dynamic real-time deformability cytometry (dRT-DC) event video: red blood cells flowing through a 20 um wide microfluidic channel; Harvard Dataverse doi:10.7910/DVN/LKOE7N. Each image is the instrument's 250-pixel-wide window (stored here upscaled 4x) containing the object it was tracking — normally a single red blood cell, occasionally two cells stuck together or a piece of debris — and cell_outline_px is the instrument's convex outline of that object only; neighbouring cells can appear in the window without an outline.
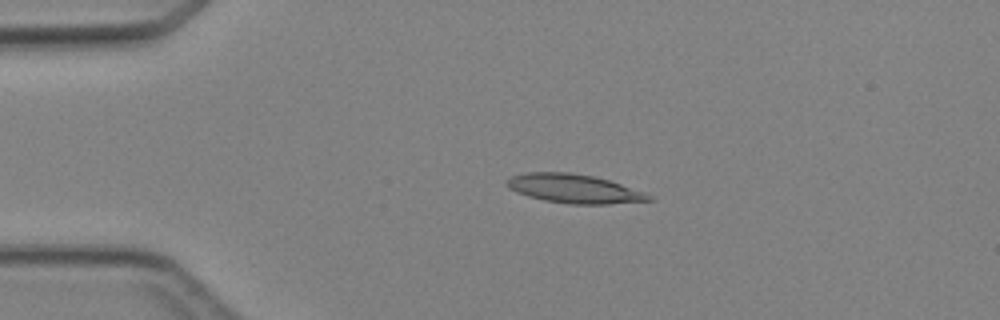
{"species": "Egyptian fruit bat (a non-hibernating species)", "species_latin": "Rousettus aegyptiacus", "temperature_condition": "cold", "stored_images_in_passage": 3, "camera_frame_rate_fps": 3000, "um_per_image_px": 0.085, "animal": {"sex": "female"}, "frame": {"image": 1, "passage_image": 3, "time_ms": 2.333, "image_size_px": [1000, 320], "cell_outline_px": [[656, 200], [608, 204], [568, 204], [544, 200], [528, 196], [516, 192], [508, 188], [504, 184], [504, 180], [508, 176], [524, 172], [568, 172], [592, 176], [608, 180], [644, 192], [652, 196]], "centroid_in_image_um": [48.72, 16.03], "position_along_channel_um": 36.3, "area_um2": 24.1}}